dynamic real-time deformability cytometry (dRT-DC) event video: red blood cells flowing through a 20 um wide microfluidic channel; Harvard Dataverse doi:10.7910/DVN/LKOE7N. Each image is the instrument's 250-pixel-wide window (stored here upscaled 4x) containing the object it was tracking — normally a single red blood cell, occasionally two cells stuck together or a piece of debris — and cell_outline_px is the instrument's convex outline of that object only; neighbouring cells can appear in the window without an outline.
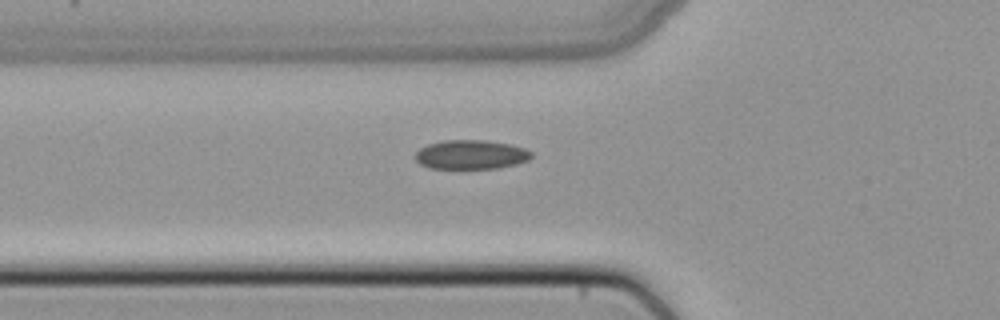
{"species": "common noctule bat (a hibernating species)", "species_latin": "Nyctalus noctula", "temperature_condition": "cold", "stored_images_in_passage": 35, "camera_frame_rate_fps": 3000, "um_per_image_px": 0.085, "animal": {"sex": "female", "body_mass_g": 22.7, "forearm_length_mm": 54.2}, "frame": {"image": 1, "passage_image": 3, "time_ms": 0.667, "image_size_px": [1000, 320], "cell_outline_px": [[532, 156], [528, 160], [516, 164], [500, 168], [428, 168], [420, 164], [416, 160], [416, 152], [420, 148], [428, 144], [444, 140], [484, 140], [508, 144], [524, 148], [532, 152]], "centroid_in_image_um": [40.02, 13.14], "position_along_channel_um": 85.8, "area_um2": 19.65}}
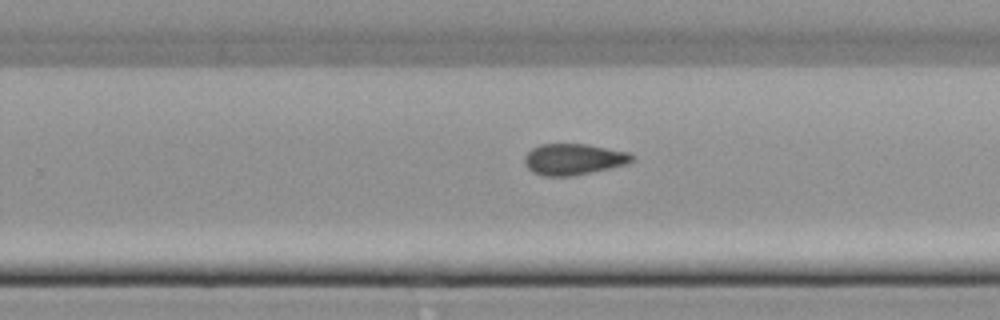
{"frame": {"image": 2, "passage_image": 17, "time_ms": 5.333, "image_size_px": [1000, 320], "cell_outline_px": [[636, 160], [628, 164], [572, 176], [544, 176], [532, 172], [524, 164], [524, 156], [532, 148], [540, 144], [588, 144], [628, 152], [636, 156]], "centroid_in_image_um": [48.77, 13.53], "position_along_channel_um": 281.0, "area_um2": 19.71}}
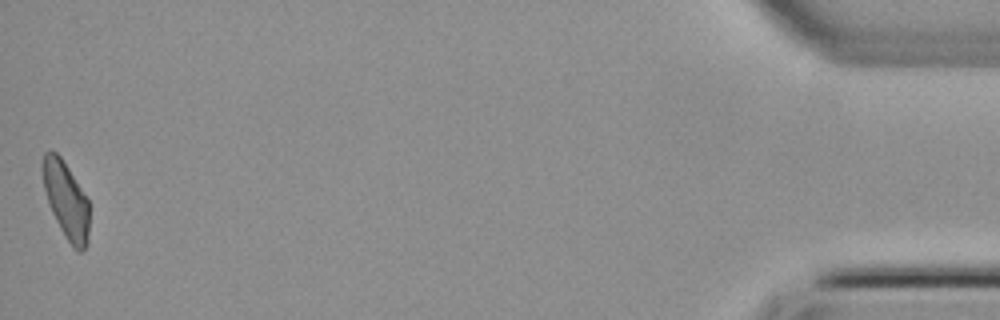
{"frame": {"image": 3, "passage_image": 35, "time_ms": 11.333, "image_size_px": [1000, 320], "cell_outline_px": [[88, 244], [80, 252], [76, 252], [72, 248], [60, 228], [52, 212], [44, 188], [40, 164], [44, 152], [56, 152], [60, 156], [68, 168], [88, 200]], "centroid_in_image_um": [5.6, 17.02], "position_along_channel_um": 429.6, "area_um2": 20.69}}